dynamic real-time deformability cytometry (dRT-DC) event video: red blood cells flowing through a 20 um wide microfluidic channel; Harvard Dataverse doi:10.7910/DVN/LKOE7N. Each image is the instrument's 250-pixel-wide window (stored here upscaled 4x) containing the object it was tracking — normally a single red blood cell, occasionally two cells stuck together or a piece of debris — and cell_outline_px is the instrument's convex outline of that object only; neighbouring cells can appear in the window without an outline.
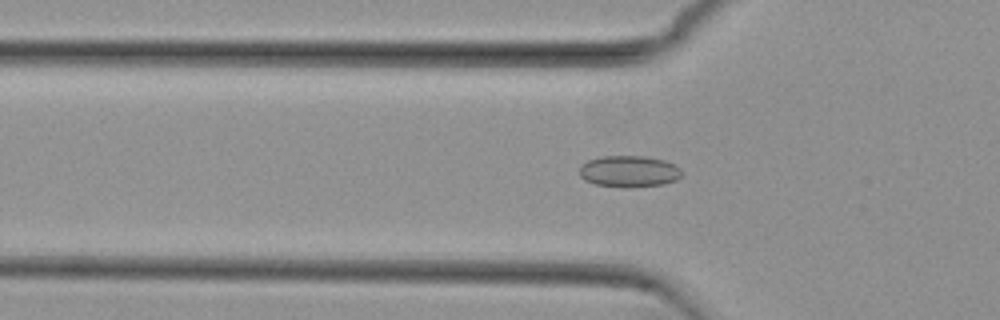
{"species": "common noctule bat (a hibernating species)", "species_latin": "Nyctalus noctula", "temperature_condition": "cold", "stored_images_in_passage": 50, "camera_frame_rate_fps": 3000, "um_per_image_px": 0.085, "animal": {"sex": "female", "body_mass_g": 29.2, "forearm_length_mm": 56.3}, "frame": {"image": 1, "passage_image": 18, "time_ms": 5.667, "image_size_px": [1000, 320], "cell_outline_px": [[680, 176], [676, 180], [664, 184], [624, 188], [596, 184], [584, 180], [580, 176], [580, 164], [588, 160], [600, 156], [644, 156], [664, 160], [680, 168]], "centroid_in_image_um": [53.43, 14.57], "position_along_channel_um": 72.4, "area_um2": 18.79}}
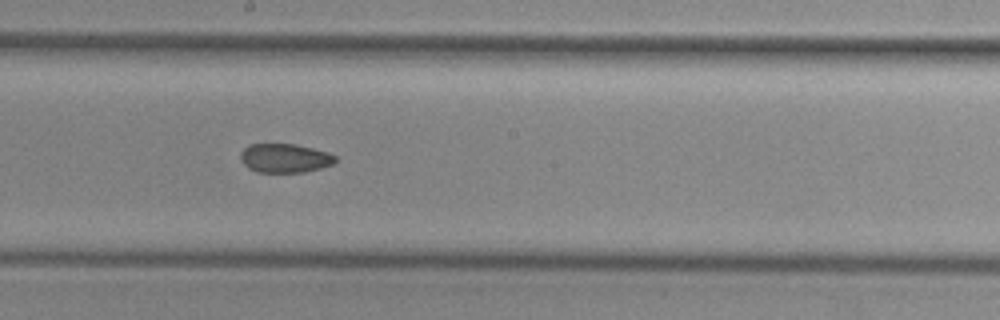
{"frame": {"image": 2, "passage_image": 30, "time_ms": 9.667, "image_size_px": [1000, 320], "cell_outline_px": [[336, 160], [332, 164], [320, 168], [304, 172], [256, 172], [248, 168], [240, 160], [240, 152], [248, 144], [296, 144], [328, 152], [336, 156]], "centroid_in_image_um": [24.18, 13.44], "position_along_channel_um": 224.0, "area_um2": 16.07}}
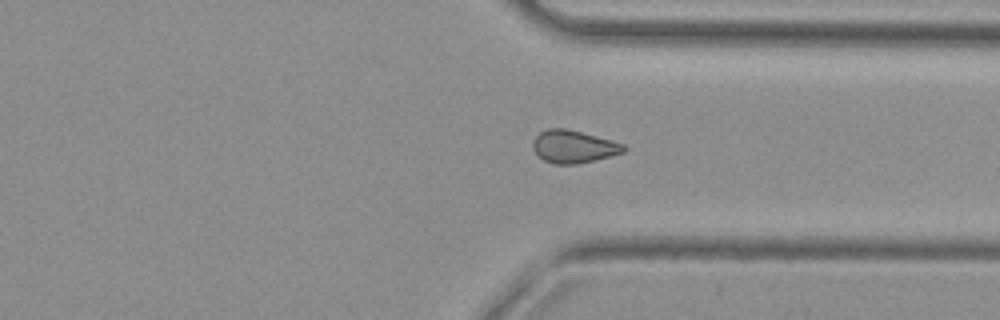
{"frame": {"image": 3, "passage_image": 41, "time_ms": 13.333, "image_size_px": [1000, 320], "cell_outline_px": [[628, 148], [624, 152], [576, 164], [556, 164], [544, 160], [532, 148], [532, 140], [540, 132], [548, 128], [564, 128], [580, 132], [624, 144]], "centroid_in_image_um": [48.72, 12.46], "position_along_channel_um": 362.7, "area_um2": 16.94}}